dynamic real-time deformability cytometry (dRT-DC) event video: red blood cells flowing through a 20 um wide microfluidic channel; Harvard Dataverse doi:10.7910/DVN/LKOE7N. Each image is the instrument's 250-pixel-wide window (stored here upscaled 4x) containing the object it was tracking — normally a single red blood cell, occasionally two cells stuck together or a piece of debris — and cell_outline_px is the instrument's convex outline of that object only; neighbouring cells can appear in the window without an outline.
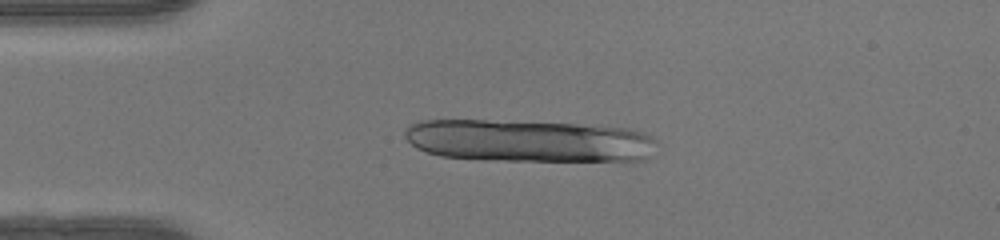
{"species": "human", "species_latin": "Homo sapiens", "temperature_condition": "warm", "stored_images_in_passage": 13, "camera_frame_rate_fps": 3000, "um_per_image_px": 0.085, "donor": {"sex": "female"}, "frame": {"image": 1, "passage_image": 10, "time_ms": 3.0, "image_size_px": [1000, 240], "cell_outline_px": [[660, 144], [644, 160], [488, 160], [440, 156], [416, 148], [404, 136], [404, 128], [420, 120], [484, 120], [576, 124], [628, 128], [644, 132], [652, 136]], "centroid_in_image_um": [44.94, 11.96], "position_along_channel_um": 40.1, "area_um2": 62.25}}